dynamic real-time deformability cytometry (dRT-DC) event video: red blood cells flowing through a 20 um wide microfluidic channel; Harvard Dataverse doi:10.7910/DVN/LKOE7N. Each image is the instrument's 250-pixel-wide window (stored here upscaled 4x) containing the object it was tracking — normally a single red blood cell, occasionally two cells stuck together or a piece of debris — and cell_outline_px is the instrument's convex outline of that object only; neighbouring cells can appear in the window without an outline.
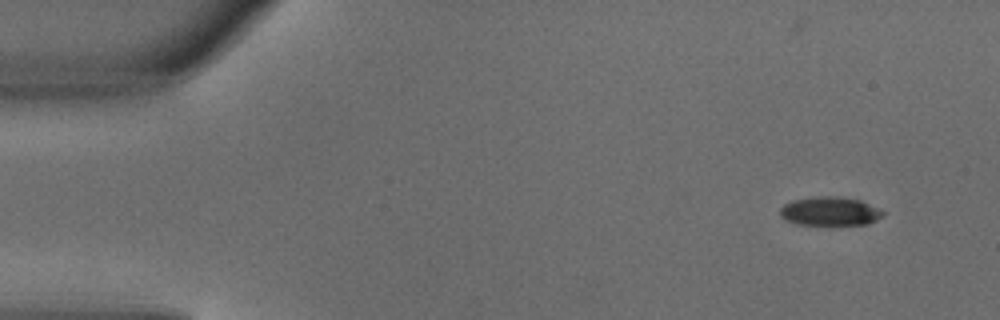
{"species": "common noctule bat (a hibernating species)", "species_latin": "Nyctalus noctula", "temperature_condition": "warm", "stored_images_in_passage": 5, "camera_frame_rate_fps": 3000, "um_per_image_px": 0.085, "animal": {"sex": "male", "body_mass_g": 18.8}, "frame": {"image": 1, "passage_image": 1, "time_ms": 0.0, "image_size_px": [1000, 320], "cell_outline_px": [[884, 216], [868, 224], [836, 228], [832, 228], [800, 224], [784, 220], [780, 216], [780, 208], [784, 204], [792, 200], [820, 196], [840, 196], [860, 200], [884, 212]], "centroid_in_image_um": [70.54, 18.02], "position_along_channel_um": 14.5, "area_um2": 18.15}}
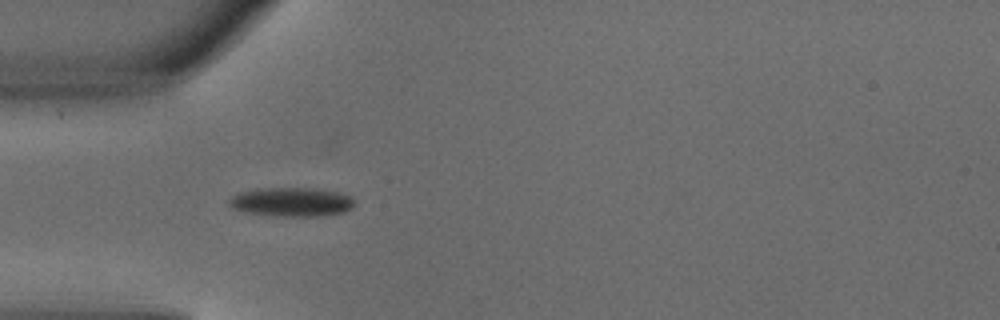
{"frame": {"image": 2, "passage_image": 4, "time_ms": 1.0, "image_size_px": [1000, 320], "cell_outline_px": [[352, 208], [344, 212], [316, 216], [272, 216], [244, 212], [232, 208], [228, 204], [228, 200], [232, 196], [240, 192], [260, 188], [316, 188], [336, 192], [352, 196]], "centroid_in_image_um": [24.73, 17.17], "position_along_channel_um": 60.3, "area_um2": 21.21}}